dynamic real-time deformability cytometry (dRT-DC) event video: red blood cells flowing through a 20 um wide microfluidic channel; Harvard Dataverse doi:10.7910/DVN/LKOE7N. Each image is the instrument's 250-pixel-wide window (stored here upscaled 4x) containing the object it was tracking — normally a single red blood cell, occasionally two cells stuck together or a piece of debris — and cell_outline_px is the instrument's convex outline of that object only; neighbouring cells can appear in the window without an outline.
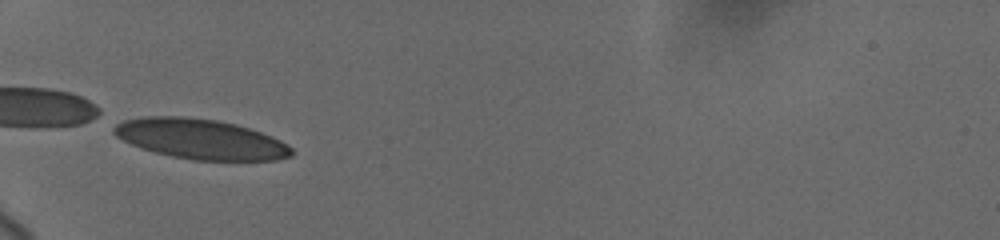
{"species": "human", "species_latin": "Homo sapiens", "temperature_condition": "cold", "stored_images_in_passage": 31, "camera_frame_rate_fps": 3000, "um_per_image_px": 0.085, "donor": {"sex": "female"}, "frame": {"image": 1, "passage_image": 1, "time_ms": 0.0, "image_size_px": [1000, 240], "cell_outline_px": [[292, 156], [276, 160], [192, 160], [172, 156], [140, 148], [116, 136], [112, 132], [112, 128], [116, 124], [124, 120], [144, 116], [184, 116], [216, 120], [236, 124], [272, 136], [288, 144], [292, 148]], "centroid_in_image_um": [17.04, 11.81], "position_along_channel_um": 68.0, "area_um2": 41.44}}
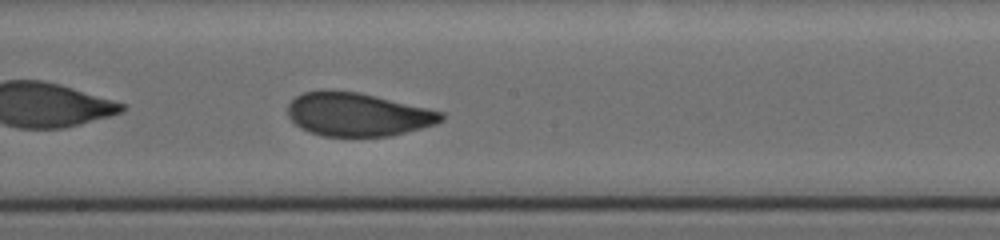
{"frame": {"image": 2, "passage_image": 12, "time_ms": 4.333, "image_size_px": [1000, 240], "cell_outline_px": [[444, 120], [436, 124], [392, 136], [324, 136], [308, 132], [300, 128], [288, 116], [288, 104], [296, 96], [304, 92], [356, 92], [428, 108], [444, 112]], "centroid_in_image_um": [30.43, 9.76], "position_along_channel_um": 217.8, "area_um2": 38.26}}
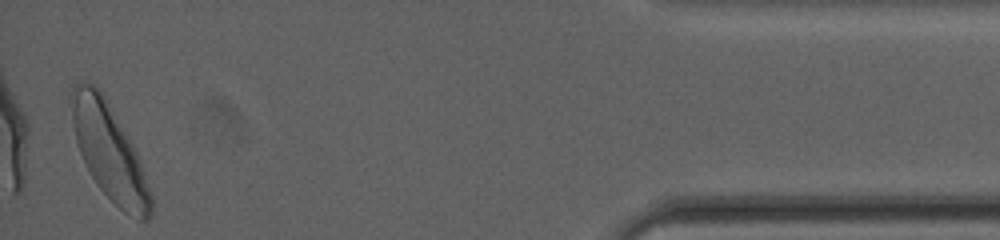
{"frame": {"image": 3, "passage_image": 31, "time_ms": 11.667, "image_size_px": [1000, 240], "cell_outline_px": [[152, 212], [148, 220], [140, 220], [124, 212], [96, 184], [76, 144], [68, 96], [68, 92], [76, 84], [92, 84], [100, 92], [136, 152], [140, 160], [152, 192]], "centroid_in_image_um": [9.28, 12.95], "position_along_channel_um": 425.9, "area_um2": 43.23}, "authors_computed_cell_mechanics": {"area_um2": 40.171, "velocity_mm_per_s": 3.664, "shape_relaxation_time_tau1_ms": 2.9878, "shape_relaxation_time_tau2_ms": 0.9155, "deformation_change_tau1": 0.1323, "deformation_change_tau2": 0.0587}}